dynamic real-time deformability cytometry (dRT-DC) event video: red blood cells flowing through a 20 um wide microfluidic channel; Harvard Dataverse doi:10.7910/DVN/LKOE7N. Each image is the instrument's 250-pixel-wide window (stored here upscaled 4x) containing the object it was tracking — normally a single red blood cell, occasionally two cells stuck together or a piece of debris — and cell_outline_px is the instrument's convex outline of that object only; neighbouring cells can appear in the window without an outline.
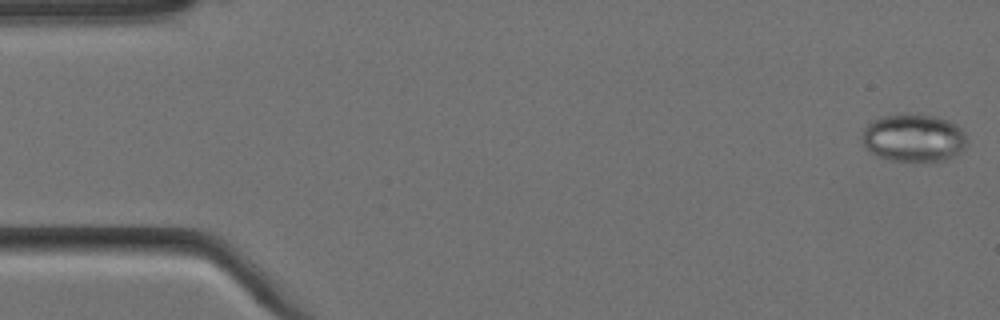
{"species": "Egyptian fruit bat (a non-hibernating species)", "species_latin": "Rousettus aegyptiacus", "temperature_condition": "cold", "stored_images_in_passage": 9, "camera_frame_rate_fps": 3000, "um_per_image_px": 0.085, "animal": {"sex": "female"}, "frame": {"image": 1, "passage_image": 1, "time_ms": 0.0, "image_size_px": [1000, 320], "cell_outline_px": [[968, 144], [956, 156], [944, 160], [888, 160], [876, 156], [864, 148], [860, 136], [864, 128], [872, 120], [880, 116], [900, 112], [916, 112], [936, 116], [948, 120], [956, 124], [964, 132]], "centroid_in_image_um": [77.62, 11.67], "position_along_channel_um": 7.4, "area_um2": 30.06}}